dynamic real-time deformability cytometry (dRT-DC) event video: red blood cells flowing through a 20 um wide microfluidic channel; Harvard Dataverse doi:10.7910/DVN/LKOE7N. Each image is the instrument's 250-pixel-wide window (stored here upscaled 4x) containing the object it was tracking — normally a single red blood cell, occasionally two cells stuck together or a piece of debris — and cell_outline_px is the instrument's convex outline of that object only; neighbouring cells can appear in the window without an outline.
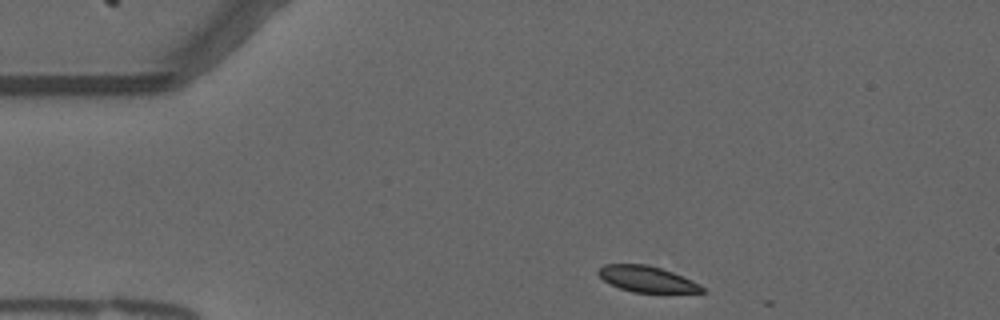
{"species": "common noctule bat (a hibernating species)", "species_latin": "Nyctalus noctula", "temperature_condition": "warm", "stored_images_in_passage": 3, "camera_frame_rate_fps": 3000, "um_per_image_px": 0.085, "animal": {"sex": "male", "forearm_length_mm": 52.5}, "frame": {"image": 1, "passage_image": 1, "time_ms": 0.0, "image_size_px": [1000, 320], "cell_outline_px": [[704, 292], [632, 292], [620, 288], [604, 280], [596, 272], [604, 264], [648, 264], [672, 272], [692, 280], [700, 284], [704, 288]], "centroid_in_image_um": [54.98, 23.71], "position_along_channel_um": 30.0, "area_um2": 15.49}}